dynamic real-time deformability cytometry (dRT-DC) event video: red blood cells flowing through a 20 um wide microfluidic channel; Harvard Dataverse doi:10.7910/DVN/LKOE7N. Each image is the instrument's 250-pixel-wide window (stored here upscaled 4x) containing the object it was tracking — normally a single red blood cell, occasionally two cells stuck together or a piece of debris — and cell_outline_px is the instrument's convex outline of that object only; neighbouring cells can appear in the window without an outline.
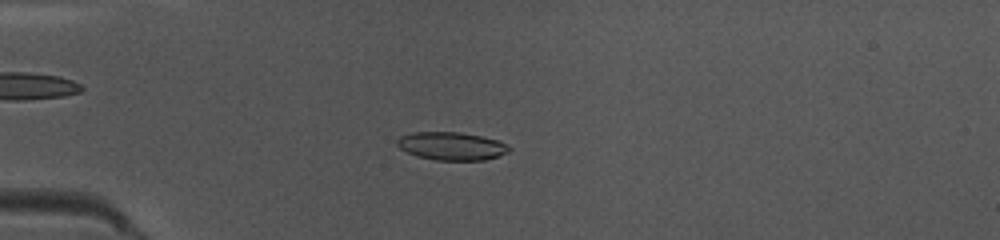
{"species": "common noctule bat (a hibernating species)", "species_latin": "Nyctalus noctula", "temperature_condition": "warm", "stored_images_in_passage": 40, "camera_frame_rate_fps": 3000, "um_per_image_px": 0.085, "animal": {"sex": "female", "body_mass_g": 10.0, "forearm_length_mm": 53.1}, "frame": {"image": 1, "passage_image": 4, "time_ms": 1.0, "image_size_px": [1000, 240], "cell_outline_px": [[512, 148], [508, 152], [484, 160], [436, 160], [416, 156], [400, 148], [396, 144], [396, 140], [400, 136], [412, 132], [460, 132], [500, 140]], "centroid_in_image_um": [38.37, 12.41], "position_along_channel_um": 46.6, "area_um2": 18.32}}
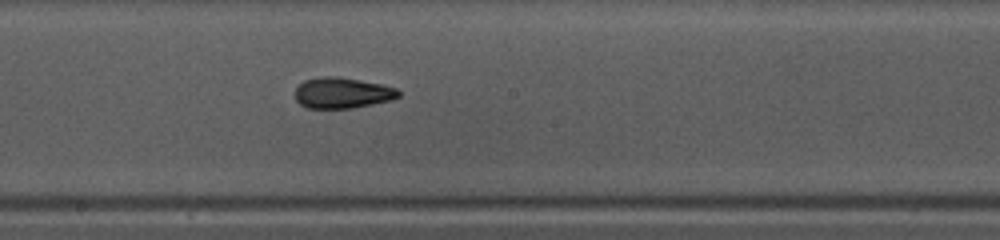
{"frame": {"image": 2, "passage_image": 18, "time_ms": 5.667, "image_size_px": [1000, 240], "cell_outline_px": [[400, 96], [392, 100], [352, 108], [308, 108], [300, 104], [296, 100], [296, 88], [304, 80], [320, 76], [340, 76], [380, 84], [396, 88], [400, 92]], "centroid_in_image_um": [29.09, 7.89], "position_along_channel_um": 219.1, "area_um2": 18.61}}
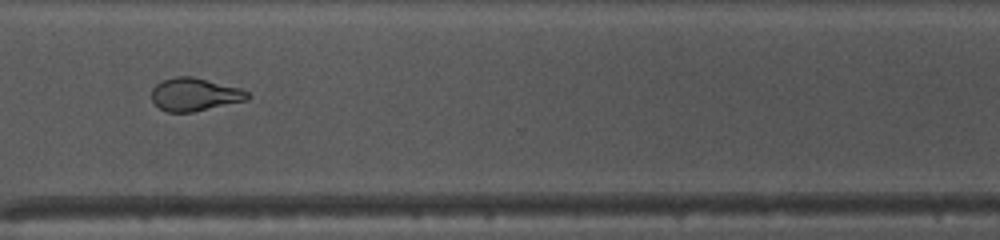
{"frame": {"image": 3, "passage_image": 28, "time_ms": 9.0, "image_size_px": [1000, 240], "cell_outline_px": [[252, 96], [248, 100], [192, 112], [168, 112], [160, 108], [152, 100], [152, 88], [156, 84], [164, 80], [176, 76], [192, 76], [240, 88], [248, 92]], "centroid_in_image_um": [16.57, 8.03], "position_along_channel_um": 354.0, "area_um2": 18.38}, "authors_computed_cell_mechanics": {"area_um2": 18.6694, "velocity_mm_per_s": 4.0575, "shape_relaxation_time_tau1_ms": 5.3566, "shape_relaxation_time_tau2_ms": 1.6206, "deformation_change_tau1": 0.1916, "deformation_change_tau2": 0.0845}}